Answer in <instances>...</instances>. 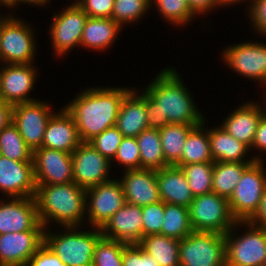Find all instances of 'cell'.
Masks as SVG:
<instances>
[{
  "mask_svg": "<svg viewBox=\"0 0 266 266\" xmlns=\"http://www.w3.org/2000/svg\"><path fill=\"white\" fill-rule=\"evenodd\" d=\"M179 75L174 68L163 69L145 88L149 128L159 130L167 124L198 126L204 122Z\"/></svg>",
  "mask_w": 266,
  "mask_h": 266,
  "instance_id": "cell-1",
  "label": "cell"
},
{
  "mask_svg": "<svg viewBox=\"0 0 266 266\" xmlns=\"http://www.w3.org/2000/svg\"><path fill=\"white\" fill-rule=\"evenodd\" d=\"M129 88H90L82 91L65 109L73 116L81 142H89L115 126L124 96Z\"/></svg>",
  "mask_w": 266,
  "mask_h": 266,
  "instance_id": "cell-2",
  "label": "cell"
},
{
  "mask_svg": "<svg viewBox=\"0 0 266 266\" xmlns=\"http://www.w3.org/2000/svg\"><path fill=\"white\" fill-rule=\"evenodd\" d=\"M34 199L40 223L47 229L50 220L62 227L77 226L86 216V189L75 182L36 185ZM85 214V215H84Z\"/></svg>",
  "mask_w": 266,
  "mask_h": 266,
  "instance_id": "cell-3",
  "label": "cell"
},
{
  "mask_svg": "<svg viewBox=\"0 0 266 266\" xmlns=\"http://www.w3.org/2000/svg\"><path fill=\"white\" fill-rule=\"evenodd\" d=\"M63 228L64 234L44 231V243L66 266H92L95 246L103 236L100 228L91 227L90 232L77 226Z\"/></svg>",
  "mask_w": 266,
  "mask_h": 266,
  "instance_id": "cell-4",
  "label": "cell"
},
{
  "mask_svg": "<svg viewBox=\"0 0 266 266\" xmlns=\"http://www.w3.org/2000/svg\"><path fill=\"white\" fill-rule=\"evenodd\" d=\"M180 266H226L225 235L193 231L179 242Z\"/></svg>",
  "mask_w": 266,
  "mask_h": 266,
  "instance_id": "cell-5",
  "label": "cell"
},
{
  "mask_svg": "<svg viewBox=\"0 0 266 266\" xmlns=\"http://www.w3.org/2000/svg\"><path fill=\"white\" fill-rule=\"evenodd\" d=\"M246 225L247 232L235 235V227ZM234 233V234H232ZM235 235V236H234ZM226 266H263L266 259V229L237 221L225 234Z\"/></svg>",
  "mask_w": 266,
  "mask_h": 266,
  "instance_id": "cell-6",
  "label": "cell"
},
{
  "mask_svg": "<svg viewBox=\"0 0 266 266\" xmlns=\"http://www.w3.org/2000/svg\"><path fill=\"white\" fill-rule=\"evenodd\" d=\"M188 208L194 231L225 235L237 222L231 213L228 199L214 192L194 197Z\"/></svg>",
  "mask_w": 266,
  "mask_h": 266,
  "instance_id": "cell-7",
  "label": "cell"
},
{
  "mask_svg": "<svg viewBox=\"0 0 266 266\" xmlns=\"http://www.w3.org/2000/svg\"><path fill=\"white\" fill-rule=\"evenodd\" d=\"M263 165V160L251 164L243 172L228 199L231 213L237 221H247L259 205L266 188V170Z\"/></svg>",
  "mask_w": 266,
  "mask_h": 266,
  "instance_id": "cell-8",
  "label": "cell"
},
{
  "mask_svg": "<svg viewBox=\"0 0 266 266\" xmlns=\"http://www.w3.org/2000/svg\"><path fill=\"white\" fill-rule=\"evenodd\" d=\"M5 21L0 40V61L5 64H31L35 60V35L29 24L12 16Z\"/></svg>",
  "mask_w": 266,
  "mask_h": 266,
  "instance_id": "cell-9",
  "label": "cell"
},
{
  "mask_svg": "<svg viewBox=\"0 0 266 266\" xmlns=\"http://www.w3.org/2000/svg\"><path fill=\"white\" fill-rule=\"evenodd\" d=\"M51 112L49 104L37 99L13 105L12 123L32 151L42 147L47 123L54 114Z\"/></svg>",
  "mask_w": 266,
  "mask_h": 266,
  "instance_id": "cell-10",
  "label": "cell"
},
{
  "mask_svg": "<svg viewBox=\"0 0 266 266\" xmlns=\"http://www.w3.org/2000/svg\"><path fill=\"white\" fill-rule=\"evenodd\" d=\"M125 203L120 179L119 181L111 179L86 189V211L89 224L93 228H101Z\"/></svg>",
  "mask_w": 266,
  "mask_h": 266,
  "instance_id": "cell-11",
  "label": "cell"
},
{
  "mask_svg": "<svg viewBox=\"0 0 266 266\" xmlns=\"http://www.w3.org/2000/svg\"><path fill=\"white\" fill-rule=\"evenodd\" d=\"M88 15L76 2L69 5L62 12L53 15L50 28V37L55 54L62 56L80 46L83 29Z\"/></svg>",
  "mask_w": 266,
  "mask_h": 266,
  "instance_id": "cell-12",
  "label": "cell"
},
{
  "mask_svg": "<svg viewBox=\"0 0 266 266\" xmlns=\"http://www.w3.org/2000/svg\"><path fill=\"white\" fill-rule=\"evenodd\" d=\"M223 62L243 77L266 85V44L245 42L224 49Z\"/></svg>",
  "mask_w": 266,
  "mask_h": 266,
  "instance_id": "cell-13",
  "label": "cell"
},
{
  "mask_svg": "<svg viewBox=\"0 0 266 266\" xmlns=\"http://www.w3.org/2000/svg\"><path fill=\"white\" fill-rule=\"evenodd\" d=\"M73 160V182L88 189L109 181V168L112 164L89 142H81L71 153Z\"/></svg>",
  "mask_w": 266,
  "mask_h": 266,
  "instance_id": "cell-14",
  "label": "cell"
},
{
  "mask_svg": "<svg viewBox=\"0 0 266 266\" xmlns=\"http://www.w3.org/2000/svg\"><path fill=\"white\" fill-rule=\"evenodd\" d=\"M32 160L36 185L73 182L71 153L41 147L33 151Z\"/></svg>",
  "mask_w": 266,
  "mask_h": 266,
  "instance_id": "cell-15",
  "label": "cell"
},
{
  "mask_svg": "<svg viewBox=\"0 0 266 266\" xmlns=\"http://www.w3.org/2000/svg\"><path fill=\"white\" fill-rule=\"evenodd\" d=\"M4 202L0 200V234L46 230L39 221L34 197H11Z\"/></svg>",
  "mask_w": 266,
  "mask_h": 266,
  "instance_id": "cell-16",
  "label": "cell"
},
{
  "mask_svg": "<svg viewBox=\"0 0 266 266\" xmlns=\"http://www.w3.org/2000/svg\"><path fill=\"white\" fill-rule=\"evenodd\" d=\"M4 65L0 69V99L12 105L35 101L28 96L37 78L32 63Z\"/></svg>",
  "mask_w": 266,
  "mask_h": 266,
  "instance_id": "cell-17",
  "label": "cell"
},
{
  "mask_svg": "<svg viewBox=\"0 0 266 266\" xmlns=\"http://www.w3.org/2000/svg\"><path fill=\"white\" fill-rule=\"evenodd\" d=\"M44 243V231L0 234V266H27Z\"/></svg>",
  "mask_w": 266,
  "mask_h": 266,
  "instance_id": "cell-18",
  "label": "cell"
},
{
  "mask_svg": "<svg viewBox=\"0 0 266 266\" xmlns=\"http://www.w3.org/2000/svg\"><path fill=\"white\" fill-rule=\"evenodd\" d=\"M100 230L105 238L139 244L143 238L142 207L126 202Z\"/></svg>",
  "mask_w": 266,
  "mask_h": 266,
  "instance_id": "cell-19",
  "label": "cell"
},
{
  "mask_svg": "<svg viewBox=\"0 0 266 266\" xmlns=\"http://www.w3.org/2000/svg\"><path fill=\"white\" fill-rule=\"evenodd\" d=\"M0 191L9 197H34L33 162H20L0 155Z\"/></svg>",
  "mask_w": 266,
  "mask_h": 266,
  "instance_id": "cell-20",
  "label": "cell"
},
{
  "mask_svg": "<svg viewBox=\"0 0 266 266\" xmlns=\"http://www.w3.org/2000/svg\"><path fill=\"white\" fill-rule=\"evenodd\" d=\"M126 202L140 207L161 201L156 170H125L120 180Z\"/></svg>",
  "mask_w": 266,
  "mask_h": 266,
  "instance_id": "cell-21",
  "label": "cell"
},
{
  "mask_svg": "<svg viewBox=\"0 0 266 266\" xmlns=\"http://www.w3.org/2000/svg\"><path fill=\"white\" fill-rule=\"evenodd\" d=\"M81 143L73 116L65 109L54 113L47 123L43 148L72 153Z\"/></svg>",
  "mask_w": 266,
  "mask_h": 266,
  "instance_id": "cell-22",
  "label": "cell"
},
{
  "mask_svg": "<svg viewBox=\"0 0 266 266\" xmlns=\"http://www.w3.org/2000/svg\"><path fill=\"white\" fill-rule=\"evenodd\" d=\"M265 111V108L262 109L256 102H246L230 113L229 117L221 123V127L252 149L258 123Z\"/></svg>",
  "mask_w": 266,
  "mask_h": 266,
  "instance_id": "cell-23",
  "label": "cell"
},
{
  "mask_svg": "<svg viewBox=\"0 0 266 266\" xmlns=\"http://www.w3.org/2000/svg\"><path fill=\"white\" fill-rule=\"evenodd\" d=\"M161 201L188 208L194 199L186 176L178 166H167L156 171Z\"/></svg>",
  "mask_w": 266,
  "mask_h": 266,
  "instance_id": "cell-24",
  "label": "cell"
},
{
  "mask_svg": "<svg viewBox=\"0 0 266 266\" xmlns=\"http://www.w3.org/2000/svg\"><path fill=\"white\" fill-rule=\"evenodd\" d=\"M115 126L124 137H137L142 131L149 128L145 90L142 95H139L136 90L131 89L124 96Z\"/></svg>",
  "mask_w": 266,
  "mask_h": 266,
  "instance_id": "cell-25",
  "label": "cell"
},
{
  "mask_svg": "<svg viewBox=\"0 0 266 266\" xmlns=\"http://www.w3.org/2000/svg\"><path fill=\"white\" fill-rule=\"evenodd\" d=\"M214 128L208 130L210 152L214 162L262 161L259 156L246 160L245 157L250 148L227 133L221 126Z\"/></svg>",
  "mask_w": 266,
  "mask_h": 266,
  "instance_id": "cell-26",
  "label": "cell"
},
{
  "mask_svg": "<svg viewBox=\"0 0 266 266\" xmlns=\"http://www.w3.org/2000/svg\"><path fill=\"white\" fill-rule=\"evenodd\" d=\"M122 27L112 18L88 17L83 29L80 46L93 49L94 51L108 49V47L114 44V40L117 38Z\"/></svg>",
  "mask_w": 266,
  "mask_h": 266,
  "instance_id": "cell-27",
  "label": "cell"
},
{
  "mask_svg": "<svg viewBox=\"0 0 266 266\" xmlns=\"http://www.w3.org/2000/svg\"><path fill=\"white\" fill-rule=\"evenodd\" d=\"M254 162H213L212 192L229 199L243 172Z\"/></svg>",
  "mask_w": 266,
  "mask_h": 266,
  "instance_id": "cell-28",
  "label": "cell"
},
{
  "mask_svg": "<svg viewBox=\"0 0 266 266\" xmlns=\"http://www.w3.org/2000/svg\"><path fill=\"white\" fill-rule=\"evenodd\" d=\"M204 124L205 120L189 132L183 146L181 159L176 165L214 162L210 152L208 130L204 128Z\"/></svg>",
  "mask_w": 266,
  "mask_h": 266,
  "instance_id": "cell-29",
  "label": "cell"
},
{
  "mask_svg": "<svg viewBox=\"0 0 266 266\" xmlns=\"http://www.w3.org/2000/svg\"><path fill=\"white\" fill-rule=\"evenodd\" d=\"M180 240L161 234L144 236L139 245L151 255L160 266H180Z\"/></svg>",
  "mask_w": 266,
  "mask_h": 266,
  "instance_id": "cell-30",
  "label": "cell"
},
{
  "mask_svg": "<svg viewBox=\"0 0 266 266\" xmlns=\"http://www.w3.org/2000/svg\"><path fill=\"white\" fill-rule=\"evenodd\" d=\"M136 139L140 151L141 169L157 171L169 166L165 161L158 129L147 128Z\"/></svg>",
  "mask_w": 266,
  "mask_h": 266,
  "instance_id": "cell-31",
  "label": "cell"
},
{
  "mask_svg": "<svg viewBox=\"0 0 266 266\" xmlns=\"http://www.w3.org/2000/svg\"><path fill=\"white\" fill-rule=\"evenodd\" d=\"M195 126L167 124L159 129L163 154L169 166L176 165L180 161L186 138Z\"/></svg>",
  "mask_w": 266,
  "mask_h": 266,
  "instance_id": "cell-32",
  "label": "cell"
},
{
  "mask_svg": "<svg viewBox=\"0 0 266 266\" xmlns=\"http://www.w3.org/2000/svg\"><path fill=\"white\" fill-rule=\"evenodd\" d=\"M193 231L189 208L164 203V221L161 235L182 240Z\"/></svg>",
  "mask_w": 266,
  "mask_h": 266,
  "instance_id": "cell-33",
  "label": "cell"
},
{
  "mask_svg": "<svg viewBox=\"0 0 266 266\" xmlns=\"http://www.w3.org/2000/svg\"><path fill=\"white\" fill-rule=\"evenodd\" d=\"M0 155L20 162H33V151L12 121L0 132Z\"/></svg>",
  "mask_w": 266,
  "mask_h": 266,
  "instance_id": "cell-34",
  "label": "cell"
},
{
  "mask_svg": "<svg viewBox=\"0 0 266 266\" xmlns=\"http://www.w3.org/2000/svg\"><path fill=\"white\" fill-rule=\"evenodd\" d=\"M175 166L184 172L194 197L212 192L213 162Z\"/></svg>",
  "mask_w": 266,
  "mask_h": 266,
  "instance_id": "cell-35",
  "label": "cell"
},
{
  "mask_svg": "<svg viewBox=\"0 0 266 266\" xmlns=\"http://www.w3.org/2000/svg\"><path fill=\"white\" fill-rule=\"evenodd\" d=\"M126 243L101 237L94 250L92 266H123V248Z\"/></svg>",
  "mask_w": 266,
  "mask_h": 266,
  "instance_id": "cell-36",
  "label": "cell"
},
{
  "mask_svg": "<svg viewBox=\"0 0 266 266\" xmlns=\"http://www.w3.org/2000/svg\"><path fill=\"white\" fill-rule=\"evenodd\" d=\"M151 0H114L112 19L121 26L138 22L151 7Z\"/></svg>",
  "mask_w": 266,
  "mask_h": 266,
  "instance_id": "cell-37",
  "label": "cell"
},
{
  "mask_svg": "<svg viewBox=\"0 0 266 266\" xmlns=\"http://www.w3.org/2000/svg\"><path fill=\"white\" fill-rule=\"evenodd\" d=\"M155 3L160 14L170 24L184 25L195 17L191 12L187 0H151Z\"/></svg>",
  "mask_w": 266,
  "mask_h": 266,
  "instance_id": "cell-38",
  "label": "cell"
},
{
  "mask_svg": "<svg viewBox=\"0 0 266 266\" xmlns=\"http://www.w3.org/2000/svg\"><path fill=\"white\" fill-rule=\"evenodd\" d=\"M123 138L124 136L118 128L112 126L95 136L89 143L104 157L113 161Z\"/></svg>",
  "mask_w": 266,
  "mask_h": 266,
  "instance_id": "cell-39",
  "label": "cell"
},
{
  "mask_svg": "<svg viewBox=\"0 0 266 266\" xmlns=\"http://www.w3.org/2000/svg\"><path fill=\"white\" fill-rule=\"evenodd\" d=\"M164 221V202L159 201L142 207L143 237L161 234Z\"/></svg>",
  "mask_w": 266,
  "mask_h": 266,
  "instance_id": "cell-40",
  "label": "cell"
},
{
  "mask_svg": "<svg viewBox=\"0 0 266 266\" xmlns=\"http://www.w3.org/2000/svg\"><path fill=\"white\" fill-rule=\"evenodd\" d=\"M125 170L141 169L140 151L136 137H124L114 157Z\"/></svg>",
  "mask_w": 266,
  "mask_h": 266,
  "instance_id": "cell-41",
  "label": "cell"
},
{
  "mask_svg": "<svg viewBox=\"0 0 266 266\" xmlns=\"http://www.w3.org/2000/svg\"><path fill=\"white\" fill-rule=\"evenodd\" d=\"M122 260L123 266H160L139 244H126Z\"/></svg>",
  "mask_w": 266,
  "mask_h": 266,
  "instance_id": "cell-42",
  "label": "cell"
},
{
  "mask_svg": "<svg viewBox=\"0 0 266 266\" xmlns=\"http://www.w3.org/2000/svg\"><path fill=\"white\" fill-rule=\"evenodd\" d=\"M78 6L92 18H111L114 0H77Z\"/></svg>",
  "mask_w": 266,
  "mask_h": 266,
  "instance_id": "cell-43",
  "label": "cell"
},
{
  "mask_svg": "<svg viewBox=\"0 0 266 266\" xmlns=\"http://www.w3.org/2000/svg\"><path fill=\"white\" fill-rule=\"evenodd\" d=\"M27 266H66L48 246L43 243L34 253Z\"/></svg>",
  "mask_w": 266,
  "mask_h": 266,
  "instance_id": "cell-44",
  "label": "cell"
},
{
  "mask_svg": "<svg viewBox=\"0 0 266 266\" xmlns=\"http://www.w3.org/2000/svg\"><path fill=\"white\" fill-rule=\"evenodd\" d=\"M249 5L248 16H250L251 24L259 34L266 36V0H254Z\"/></svg>",
  "mask_w": 266,
  "mask_h": 266,
  "instance_id": "cell-45",
  "label": "cell"
},
{
  "mask_svg": "<svg viewBox=\"0 0 266 266\" xmlns=\"http://www.w3.org/2000/svg\"><path fill=\"white\" fill-rule=\"evenodd\" d=\"M246 222L253 226L266 229V188L262 194L256 211Z\"/></svg>",
  "mask_w": 266,
  "mask_h": 266,
  "instance_id": "cell-46",
  "label": "cell"
},
{
  "mask_svg": "<svg viewBox=\"0 0 266 266\" xmlns=\"http://www.w3.org/2000/svg\"><path fill=\"white\" fill-rule=\"evenodd\" d=\"M191 12L196 15L208 13L212 8L222 5L221 0H187Z\"/></svg>",
  "mask_w": 266,
  "mask_h": 266,
  "instance_id": "cell-47",
  "label": "cell"
},
{
  "mask_svg": "<svg viewBox=\"0 0 266 266\" xmlns=\"http://www.w3.org/2000/svg\"><path fill=\"white\" fill-rule=\"evenodd\" d=\"M252 147L253 149L256 148L260 152L265 151L266 153V112L262 115L258 123Z\"/></svg>",
  "mask_w": 266,
  "mask_h": 266,
  "instance_id": "cell-48",
  "label": "cell"
},
{
  "mask_svg": "<svg viewBox=\"0 0 266 266\" xmlns=\"http://www.w3.org/2000/svg\"><path fill=\"white\" fill-rule=\"evenodd\" d=\"M12 108L11 103L0 99V132L12 121Z\"/></svg>",
  "mask_w": 266,
  "mask_h": 266,
  "instance_id": "cell-49",
  "label": "cell"
},
{
  "mask_svg": "<svg viewBox=\"0 0 266 266\" xmlns=\"http://www.w3.org/2000/svg\"><path fill=\"white\" fill-rule=\"evenodd\" d=\"M48 1L50 0H0V5H4L5 7L8 6V8L10 7H13L14 6H18V3L20 4L21 2L22 3H27L28 5L29 4H34V5H39L42 7L43 6H46L44 4L48 3Z\"/></svg>",
  "mask_w": 266,
  "mask_h": 266,
  "instance_id": "cell-50",
  "label": "cell"
},
{
  "mask_svg": "<svg viewBox=\"0 0 266 266\" xmlns=\"http://www.w3.org/2000/svg\"><path fill=\"white\" fill-rule=\"evenodd\" d=\"M222 1V5L223 6H227V5H232V4H236V3H240V1L242 2H244L245 0H221ZM249 2H250V0H248ZM251 2L253 3L254 2V0H251Z\"/></svg>",
  "mask_w": 266,
  "mask_h": 266,
  "instance_id": "cell-51",
  "label": "cell"
},
{
  "mask_svg": "<svg viewBox=\"0 0 266 266\" xmlns=\"http://www.w3.org/2000/svg\"><path fill=\"white\" fill-rule=\"evenodd\" d=\"M10 16H6V17H1L0 16V40H1V31H2V28H3V25L5 23V21L9 18Z\"/></svg>",
  "mask_w": 266,
  "mask_h": 266,
  "instance_id": "cell-52",
  "label": "cell"
}]
</instances>
